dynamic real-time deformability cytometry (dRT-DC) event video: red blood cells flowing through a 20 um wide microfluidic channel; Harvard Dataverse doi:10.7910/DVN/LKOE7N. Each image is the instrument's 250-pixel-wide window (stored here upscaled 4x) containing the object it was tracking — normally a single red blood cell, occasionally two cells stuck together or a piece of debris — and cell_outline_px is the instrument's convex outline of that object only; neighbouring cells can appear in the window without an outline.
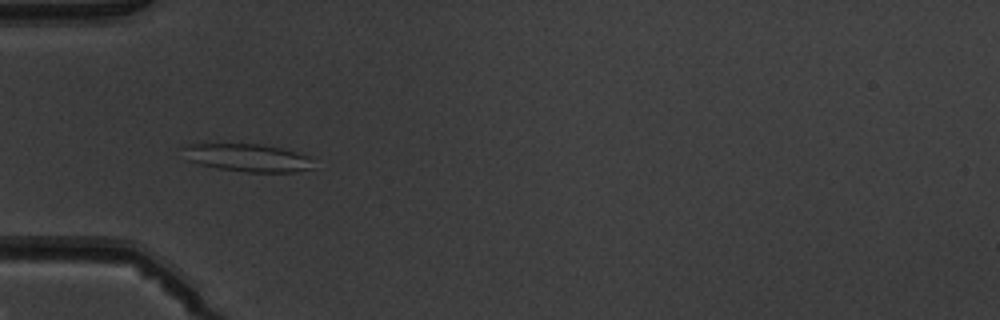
{"species": "common noctule bat (a hibernating species)", "species_latin": "Nyctalus noctula", "temperature_condition": "warm", "stored_images_in_passage": 8, "camera_frame_rate_fps": 3000, "um_per_image_px": 0.085, "animal": {"sex": "male", "body_mass_g": 19.5, "forearm_length_mm": 54.6}, "frame": {"image": 1, "passage_image": 5, "time_ms": 5.667, "image_size_px": [1000, 320], "cell_outline_px": [[312, 168], [296, 172], [248, 172], [220, 168], [196, 164], [188, 160], [180, 148], [188, 144], [260, 144], [280, 148], [296, 152], [308, 156], [312, 160]], "centroid_in_image_um": [21.01, 13.41], "position_along_channel_um": 64.0, "area_um2": 21.04}}
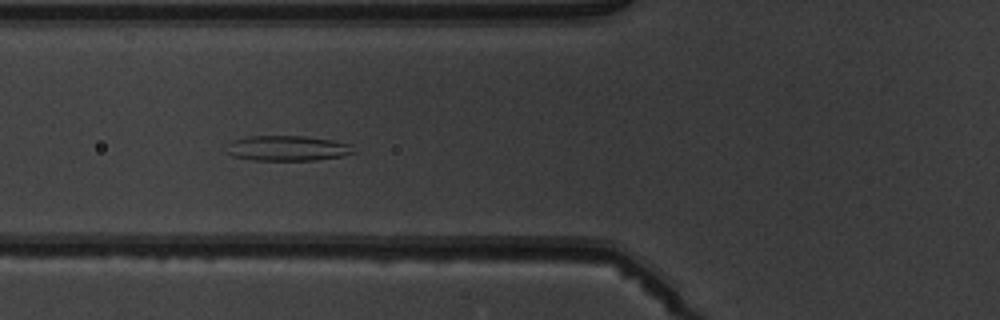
{"frame": {"image": 2, "passage_image": 6, "time_ms": 6.667, "image_size_px": [1000, 320], "cell_outline_px": [[356, 152], [344, 156], [316, 160], [252, 160], [232, 156], [224, 152], [224, 144], [232, 140], [248, 136], [304, 136], [332, 140], [352, 144]], "centroid_in_image_um": [24.38, 12.6], "position_along_channel_um": 101.4, "area_um2": 19.13}}
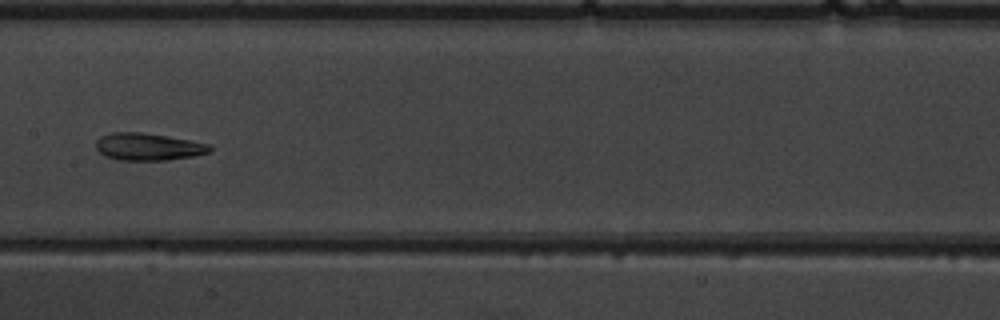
{"frame": {"image": 3, "passage_image": 8, "time_ms": 9.0, "image_size_px": [1000, 320], "cell_outline_px": [[212, 152], [192, 156], [168, 160], [120, 160], [104, 156], [96, 148], [96, 140], [100, 136], [112, 132], [140, 132], [168, 136], [212, 144]], "centroid_in_image_um": [12.62, 12.47], "position_along_channel_um": 194.8, "area_um2": 18.26}}